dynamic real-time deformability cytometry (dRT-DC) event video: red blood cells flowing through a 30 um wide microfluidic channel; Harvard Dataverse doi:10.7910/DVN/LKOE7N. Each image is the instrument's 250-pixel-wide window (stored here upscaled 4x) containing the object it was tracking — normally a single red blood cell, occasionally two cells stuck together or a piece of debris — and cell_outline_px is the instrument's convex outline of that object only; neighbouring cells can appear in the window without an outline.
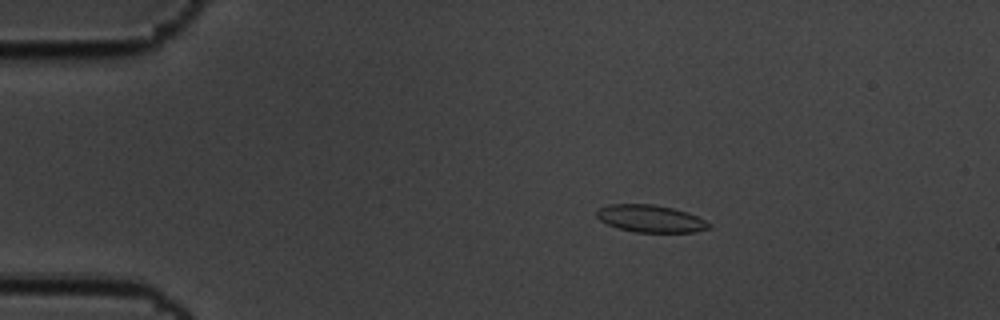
{"species": "common noctule bat (a hibernating species)", "species_latin": "Nyctalus noctula", "temperature_condition": "cold", "stored_images_in_passage": 58, "camera_frame_rate_fps": 3000, "um_per_image_px": 0.085, "animal": {"sex": "male", "body_mass_g": 19.5, "forearm_length_mm": 54.6}, "frame": {"image": 1, "passage_image": 10, "time_ms": 3.0, "image_size_px": [1000, 320], "cell_outline_px": [[712, 228], [696, 232], [636, 232], [620, 228], [608, 224], [600, 220], [596, 216], [596, 212], [600, 208], [608, 204], [656, 204], [688, 212], [712, 224]], "centroid_in_image_um": [55.33, 18.58], "position_along_channel_um": 29.7, "area_um2": 17.86}}
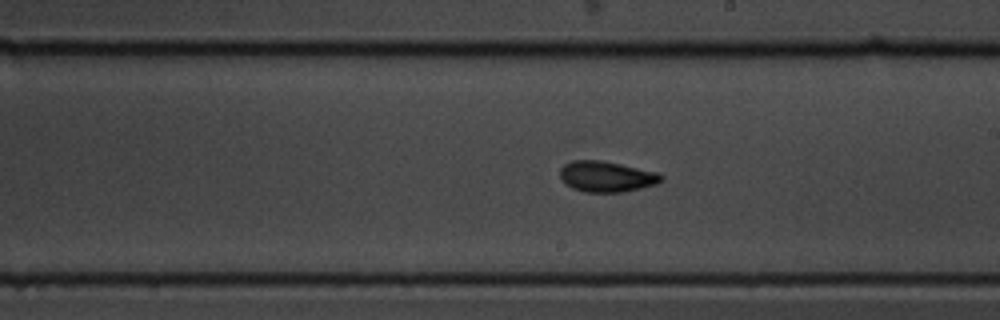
{"frame": {"image": 2, "passage_image": 33, "time_ms": 10.667, "image_size_px": [1000, 320], "cell_outline_px": [[664, 180], [656, 184], [640, 188], [620, 192], [584, 192], [572, 188], [564, 184], [560, 180], [560, 168], [564, 164], [572, 160], [600, 160], [660, 172], [664, 176]], "centroid_in_image_um": [51.55, 15.0], "position_along_channel_um": 237.5, "area_um2": 18.38}}
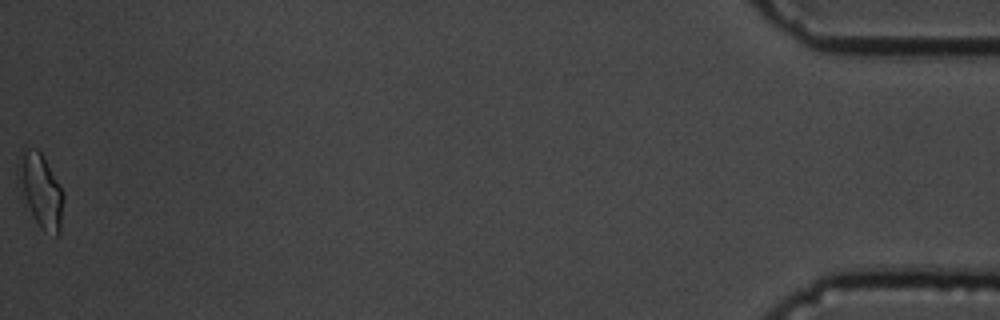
{"frame": {"image": 3, "passage_image": 58, "time_ms": 19.0, "image_size_px": [1000, 320], "cell_outline_px": [[64, 196], [60, 232], [56, 236], [44, 232], [40, 228], [16, 184], [16, 164], [20, 152], [24, 148], [36, 148], [40, 152], [60, 184], [64, 192]], "centroid_in_image_um": [3.43, 16.16], "position_along_channel_um": 431.8, "area_um2": 19.83}, "authors_computed_cell_mechanics": {"area_um2": 17.629, "velocity_mm_per_s": 3.4523, "shape_relaxation_time_tau1_ms": 3.7356, "shape_relaxation_time_tau2_ms": 1.5278, "deformation_change_tau1": 0.1134, "deformation_change_tau2": 0.0756}}